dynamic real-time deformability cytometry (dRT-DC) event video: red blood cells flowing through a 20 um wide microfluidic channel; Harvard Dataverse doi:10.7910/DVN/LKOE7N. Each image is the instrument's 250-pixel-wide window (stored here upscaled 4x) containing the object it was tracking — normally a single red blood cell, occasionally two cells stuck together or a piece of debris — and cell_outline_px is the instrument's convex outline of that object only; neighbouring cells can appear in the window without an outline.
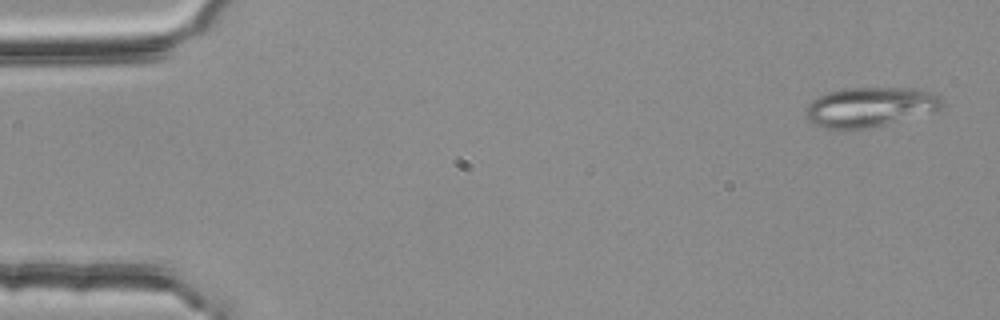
{"species": "common noctule bat (a hibernating species)", "species_latin": "Nyctalus noctula", "temperature_condition": "room temperature", "stored_images_in_passage": 54, "segment_of_instrument_passage": [1, 2], "camera_frame_rate_fps": 3000, "um_per_image_px": 0.085, "animal": {"sex": "female", "body_mass_g": 25.1}, "frame": {"image": 1, "passage_image": 2, "time_ms": 0.333, "image_size_px": [1000, 320], "cell_outline_px": [[944, 104], [940, 112], [872, 128], [848, 132], [844, 132], [824, 128], [808, 120], [804, 112], [808, 104], [816, 96], [840, 88], [916, 88], [936, 92], [940, 96]], "centroid_in_image_um": [74.0, 9.13], "position_along_channel_um": 11.0, "area_um2": 33.12}}